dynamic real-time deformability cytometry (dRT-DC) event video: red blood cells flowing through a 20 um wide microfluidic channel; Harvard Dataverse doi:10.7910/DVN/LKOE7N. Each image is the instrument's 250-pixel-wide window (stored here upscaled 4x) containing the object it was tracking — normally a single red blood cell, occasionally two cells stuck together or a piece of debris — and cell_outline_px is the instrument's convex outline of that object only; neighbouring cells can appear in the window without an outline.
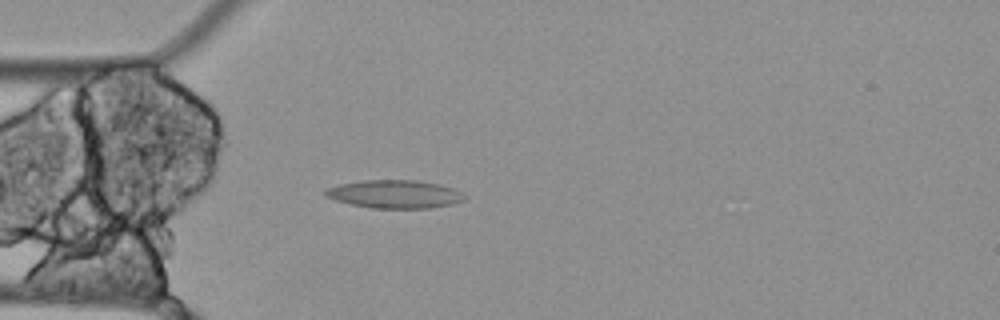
{"species": "Egyptian fruit bat (a non-hibernating species)", "species_latin": "Rousettus aegyptiacus", "temperature_condition": "cold", "stored_images_in_passage": 49, "camera_frame_rate_fps": 3000, "um_per_image_px": 0.085, "animal": {"sex": "female"}, "frame": {"image": 1, "passage_image": 14, "time_ms": 4.333, "image_size_px": [1000, 320], "cell_outline_px": [[468, 196], [464, 200], [452, 204], [428, 208], [372, 208], [352, 204], [336, 200], [324, 196], [324, 188], [340, 184], [360, 180], [416, 180], [440, 184], [456, 188]], "centroid_in_image_um": [33.57, 16.49], "position_along_channel_um": 51.4, "area_um2": 23.06}}
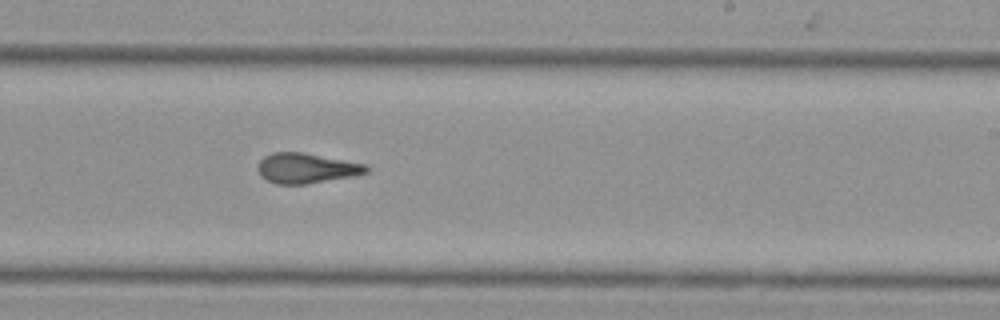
{"frame": {"image": 2, "passage_image": 32, "time_ms": 10.333, "image_size_px": [1000, 320], "cell_outline_px": [[372, 168], [368, 172], [352, 176], [308, 184], [276, 184], [260, 176], [256, 168], [260, 160], [264, 156], [272, 152], [304, 152], [368, 164]], "centroid_in_image_um": [26.06, 14.29], "position_along_channel_um": 262.9, "area_um2": 19.36}}
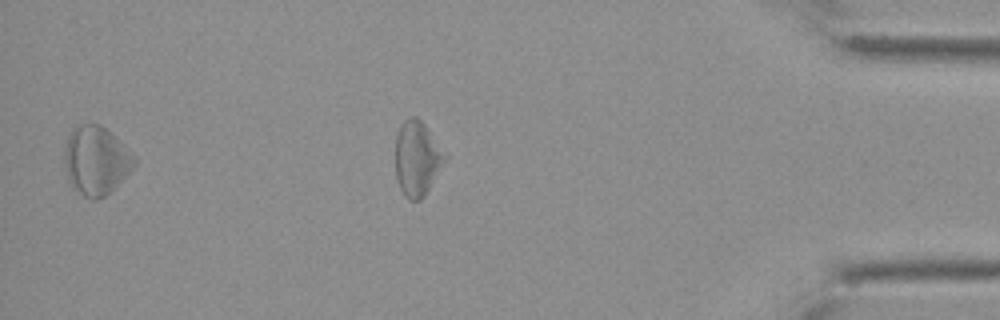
{"frame": {"image": 3, "passage_image": 47, "time_ms": 15.333, "image_size_px": [1000, 320], "cell_outline_px": [[136, 164], [104, 196], [96, 200], [92, 200], [84, 196], [72, 188], [68, 180], [64, 164], [64, 148], [68, 136], [72, 128], [80, 124], [100, 124], [136, 156]], "centroid_in_image_um": [8.12, 13.64], "position_along_channel_um": 427.1, "area_um2": 27.69}, "authors_computed_cell_mechanics": {"area_um2": 20.6346, "velocity_mm_per_s": 3.4657, "shape_relaxation_time_tau1_ms": null, "shape_relaxation_time_tau2_ms": 3.2182, "deformation_change_tau1": null, "deformation_change_tau2": 0.1145}}